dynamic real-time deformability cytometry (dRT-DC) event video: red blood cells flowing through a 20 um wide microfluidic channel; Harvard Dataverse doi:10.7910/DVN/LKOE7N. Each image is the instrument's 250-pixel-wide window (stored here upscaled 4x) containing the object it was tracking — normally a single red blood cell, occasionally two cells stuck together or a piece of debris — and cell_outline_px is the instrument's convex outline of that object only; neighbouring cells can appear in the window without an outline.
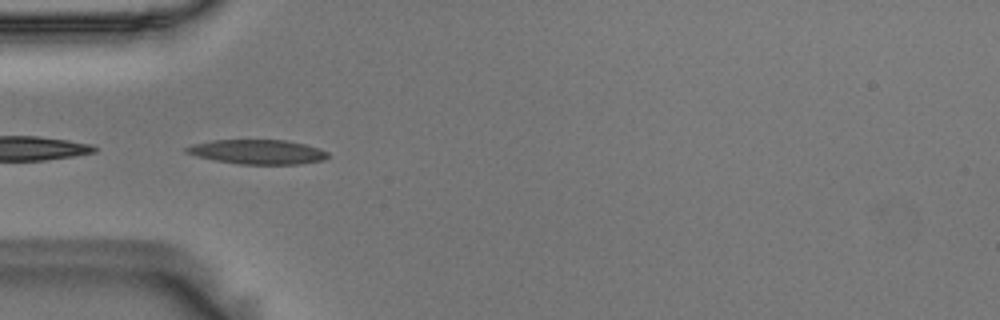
{"species": "Egyptian fruit bat (a non-hibernating species)", "species_latin": "Rousettus aegyptiacus", "temperature_condition": "room temperature", "stored_images_in_passage": 23, "segment_of_instrument_passage": [2, 2], "camera_frame_rate_fps": 3000, "um_per_image_px": 0.085, "animal": {"sex": "male"}, "frame": {"image": 1, "passage_image": 17, "time_ms": 5.333, "image_size_px": [1000, 320], "cell_outline_px": [[328, 156], [324, 160], [300, 164], [236, 164], [196, 156], [184, 152], [184, 148], [192, 144], [212, 140], [284, 140], [304, 144], [320, 148], [328, 152]], "centroid_in_image_um": [21.88, 12.91], "position_along_channel_um": 63.1, "area_um2": 20.23}}